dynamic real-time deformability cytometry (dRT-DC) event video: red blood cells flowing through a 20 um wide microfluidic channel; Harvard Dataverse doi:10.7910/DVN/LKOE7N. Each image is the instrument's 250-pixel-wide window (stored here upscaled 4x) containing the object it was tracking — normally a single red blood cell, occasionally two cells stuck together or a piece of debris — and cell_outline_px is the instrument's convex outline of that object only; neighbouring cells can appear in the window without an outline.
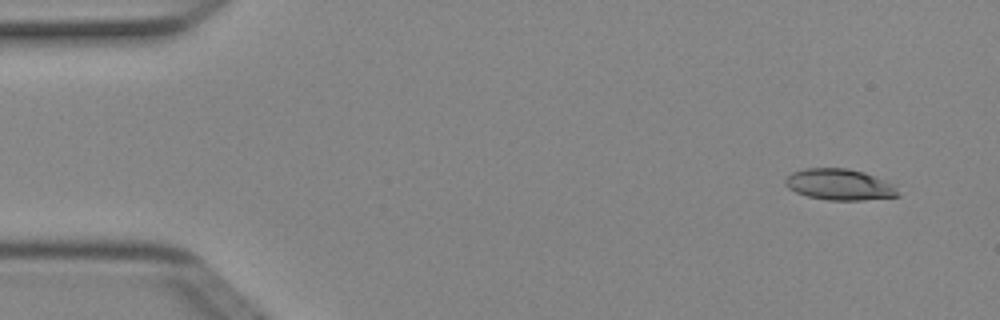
{"species": "Egyptian fruit bat (a non-hibernating species)", "species_latin": "Rousettus aegyptiacus", "temperature_condition": "cold", "stored_images_in_passage": 5, "camera_frame_rate_fps": 3000, "um_per_image_px": 0.085, "animal": {"sex": "female"}, "frame": {"image": 1, "passage_image": 1, "time_ms": 0.0, "image_size_px": [1000, 320], "cell_outline_px": [[900, 196], [864, 200], [828, 200], [808, 196], [796, 192], [788, 188], [784, 184], [784, 180], [792, 172], [804, 168], [848, 168], [864, 172], [884, 180], [892, 184]], "centroid_in_image_um": [71.32, 15.68], "position_along_channel_um": 13.7, "area_um2": 20.4}}
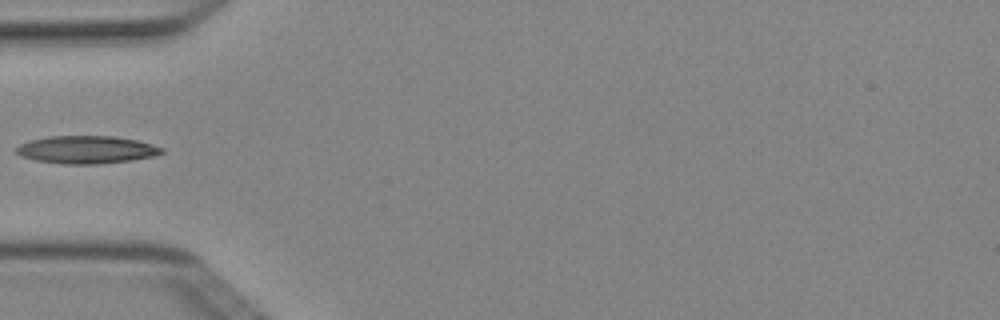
{"frame": {"image": 2, "passage_image": 4, "time_ms": 1.0, "image_size_px": [1000, 320], "cell_outline_px": [[164, 152], [152, 156], [132, 160], [96, 164], [64, 164], [36, 160], [20, 156], [16, 152], [16, 148], [20, 144], [32, 140], [48, 136], [112, 136], [136, 140], [164, 148]], "centroid_in_image_um": [7.34, 12.72], "position_along_channel_um": 77.7, "area_um2": 23.29}}
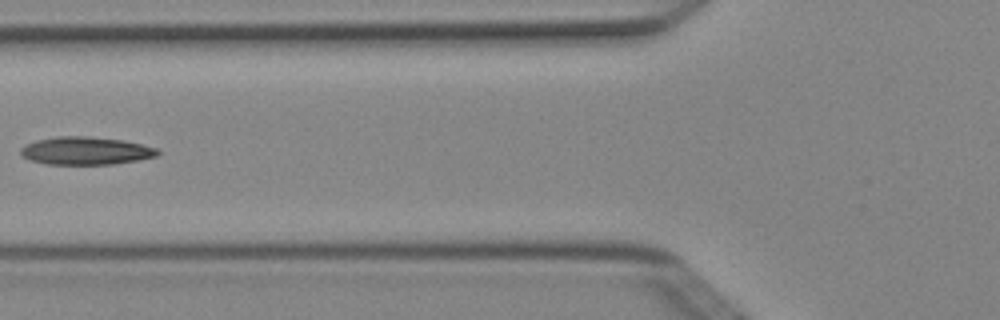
{"frame": {"image": 3, "passage_image": 5, "time_ms": 1.333, "image_size_px": [1000, 320], "cell_outline_px": [[160, 152], [156, 156], [136, 160], [112, 164], [48, 164], [28, 160], [20, 156], [20, 148], [36, 140], [56, 136], [88, 136], [124, 140], [156, 148]], "centroid_in_image_um": [7.24, 12.81], "position_along_channel_um": 118.6, "area_um2": 22.2}}